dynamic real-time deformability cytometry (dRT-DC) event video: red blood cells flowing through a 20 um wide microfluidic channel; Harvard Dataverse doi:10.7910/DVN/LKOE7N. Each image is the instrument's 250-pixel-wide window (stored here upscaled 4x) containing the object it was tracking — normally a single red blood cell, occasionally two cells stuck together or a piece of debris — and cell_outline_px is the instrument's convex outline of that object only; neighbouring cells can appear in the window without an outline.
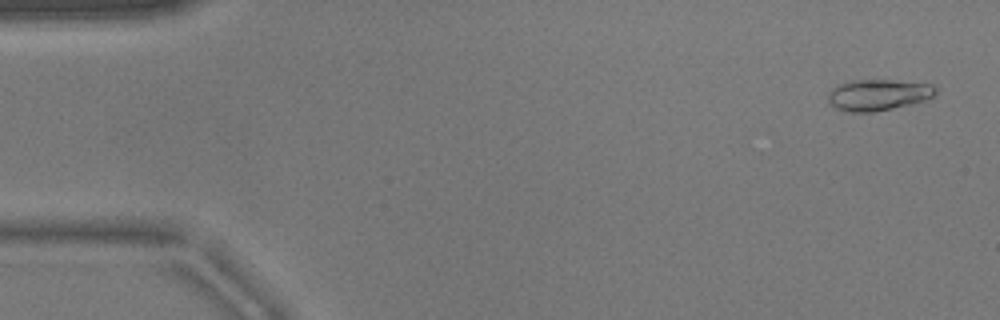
{"species": "common noctule bat (a hibernating species)", "species_latin": "Nyctalus noctula", "temperature_condition": "warm", "stored_images_in_passage": 52, "camera_frame_rate_fps": 3000, "um_per_image_px": 0.085, "animal": {"sex": "male", "body_mass_g": 17.9}, "frame": {"image": 1, "passage_image": 2, "time_ms": 0.333, "image_size_px": [1000, 320], "cell_outline_px": [[936, 92], [932, 96], [924, 100], [912, 104], [872, 112], [852, 112], [836, 108], [828, 104], [828, 92], [832, 88], [840, 84], [852, 80], [888, 80], [932, 84], [936, 88]], "centroid_in_image_um": [74.61, 8.06], "position_along_channel_um": 10.4, "area_um2": 19.42}}
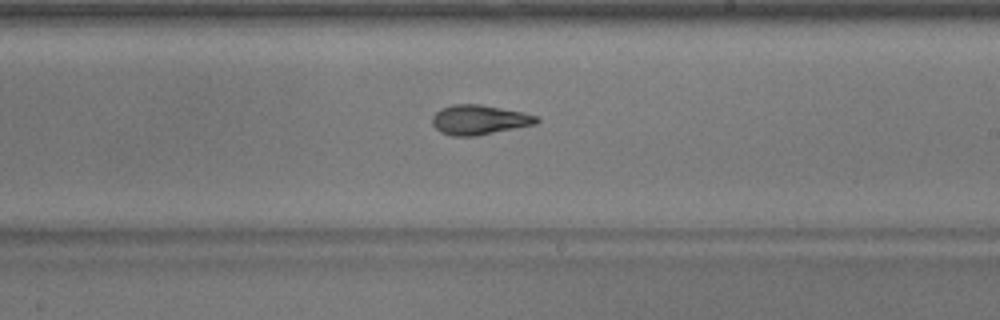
{"frame": {"image": 2, "passage_image": 30, "time_ms": 9.667, "image_size_px": [1000, 320], "cell_outline_px": [[540, 120], [536, 124], [476, 136], [452, 136], [440, 132], [432, 124], [432, 116], [440, 108], [452, 104], [480, 104], [524, 112], [536, 116]], "centroid_in_image_um": [40.72, 10.18], "position_along_channel_um": 248.3, "area_um2": 18.15}}
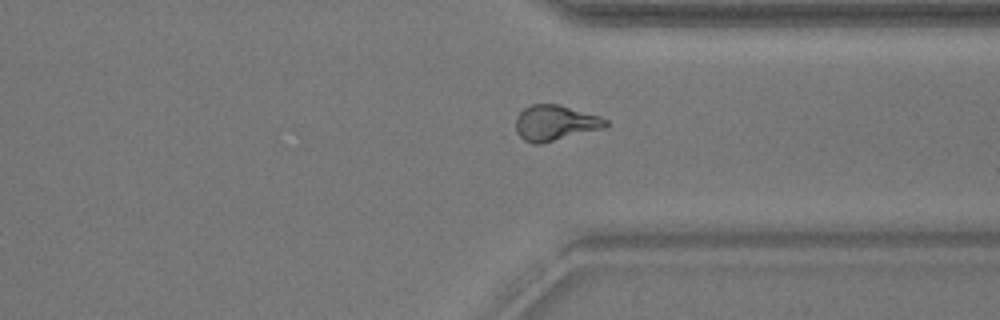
{"frame": {"image": 3, "passage_image": 39, "time_ms": 12.667, "image_size_px": [1000, 320], "cell_outline_px": [[608, 124], [604, 128], [540, 144], [532, 144], [524, 140], [516, 132], [516, 116], [524, 108], [532, 104], [556, 104], [600, 116], [608, 120]], "centroid_in_image_um": [47.17, 10.45], "position_along_channel_um": 364.2, "area_um2": 18.5}, "authors_computed_cell_mechanics": {"area_um2": 18.207, "velocity_mm_per_s": 3.8709, "shape_relaxation_time_tau1_ms": 4.4173, "shape_relaxation_time_tau2_ms": 2.1151, "deformation_change_tau1": 0.1765, "deformation_change_tau2": 0.0912}}